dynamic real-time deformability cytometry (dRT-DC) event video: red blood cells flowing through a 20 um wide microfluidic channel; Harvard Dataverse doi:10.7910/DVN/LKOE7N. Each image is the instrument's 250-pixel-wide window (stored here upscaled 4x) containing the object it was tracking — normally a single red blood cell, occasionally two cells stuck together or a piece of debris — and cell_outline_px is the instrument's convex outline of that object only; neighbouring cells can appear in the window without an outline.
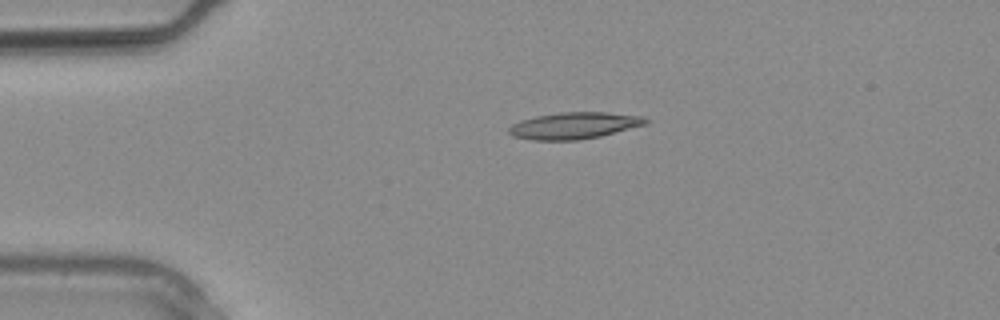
{"species": "common noctule bat (a hibernating species)", "species_latin": "Nyctalus noctula", "temperature_condition": "warm", "stored_images_in_passage": 1, "camera_frame_rate_fps": 3000, "um_per_image_px": 0.085, "animal": {"sex": "male", "body_mass_g": 20.4}, "frame": {"image": 1, "passage_image": 1, "time_ms": 0.0, "image_size_px": [1000, 320], "cell_outline_px": [[652, 120], [644, 124], [600, 136], [580, 140], [532, 140], [512, 136], [508, 132], [508, 128], [512, 124], [520, 120], [536, 116], [560, 112], [608, 112], [640, 116]], "centroid_in_image_um": [48.76, 10.67], "position_along_channel_um": 36.2, "area_um2": 21.15}}